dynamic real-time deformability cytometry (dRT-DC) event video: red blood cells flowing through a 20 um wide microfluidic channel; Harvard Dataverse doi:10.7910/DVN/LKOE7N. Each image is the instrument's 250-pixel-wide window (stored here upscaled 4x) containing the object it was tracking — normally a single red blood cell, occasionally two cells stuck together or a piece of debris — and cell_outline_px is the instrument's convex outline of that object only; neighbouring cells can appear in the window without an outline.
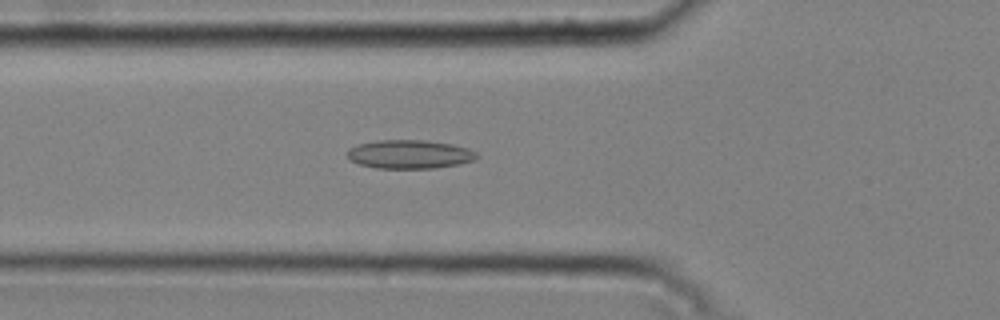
{"species": "common noctule bat (a hibernating species)", "species_latin": "Nyctalus noctula", "temperature_condition": "cold", "stored_images_in_passage": 44, "camera_frame_rate_fps": 3000, "um_per_image_px": 0.085, "animal": {"sex": "male", "body_mass_g": 20.4}, "frame": {"image": 1, "passage_image": 12, "time_ms": 3.667, "image_size_px": [1000, 320], "cell_outline_px": [[480, 156], [476, 160], [460, 164], [436, 168], [376, 168], [360, 164], [352, 160], [348, 156], [348, 148], [360, 144], [376, 140], [428, 140], [452, 144], [468, 148], [476, 152]], "centroid_in_image_um": [34.88, 13.11], "position_along_channel_um": 90.9, "area_um2": 21.73}}
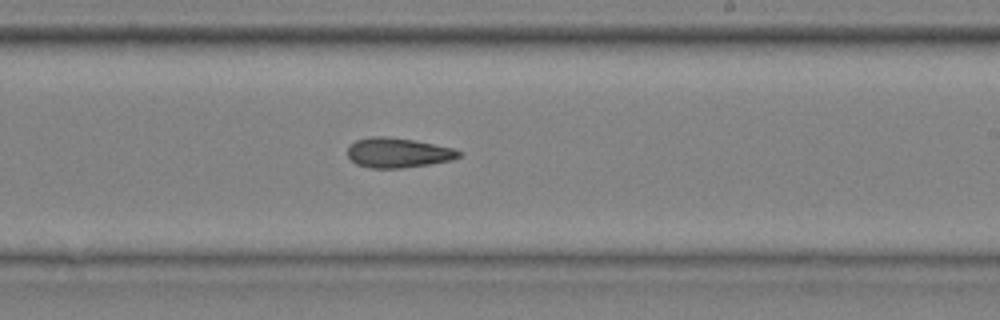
{"frame": {"image": 2, "passage_image": 25, "time_ms": 8.0, "image_size_px": [1000, 320], "cell_outline_px": [[460, 156], [452, 160], [404, 168], [372, 168], [356, 164], [348, 156], [348, 148], [356, 140], [372, 136], [380, 136], [412, 140], [452, 148], [460, 152]], "centroid_in_image_um": [33.8, 12.99], "position_along_channel_um": 255.2, "area_um2": 18.96}}
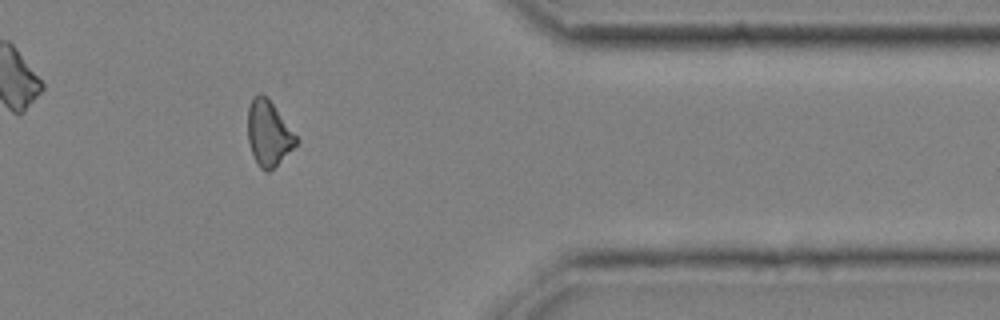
{"frame": {"image": 3, "passage_image": 37, "time_ms": 12.0, "image_size_px": [1000, 320], "cell_outline_px": [[300, 140], [268, 172], [264, 172], [256, 164], [248, 140], [248, 108], [252, 100], [260, 92], [268, 96]], "centroid_in_image_um": [22.82, 11.3], "position_along_channel_um": 388.6, "area_um2": 18.26}, "authors_computed_cell_mechanics": {"area_um2": 19.3052, "velocity_mm_per_s": 3.7822, "shape_relaxation_time_tau1_ms": null, "shape_relaxation_time_tau2_ms": 6.4726, "deformation_change_tau1": null, "deformation_change_tau2": 0.1531}}